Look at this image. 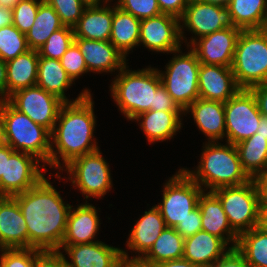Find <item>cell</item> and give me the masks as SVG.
Masks as SVG:
<instances>
[{
    "instance_id": "57",
    "label": "cell",
    "mask_w": 267,
    "mask_h": 267,
    "mask_svg": "<svg viewBox=\"0 0 267 267\" xmlns=\"http://www.w3.org/2000/svg\"><path fill=\"white\" fill-rule=\"evenodd\" d=\"M5 143V129L3 120V100H0V145Z\"/></svg>"
},
{
    "instance_id": "9",
    "label": "cell",
    "mask_w": 267,
    "mask_h": 267,
    "mask_svg": "<svg viewBox=\"0 0 267 267\" xmlns=\"http://www.w3.org/2000/svg\"><path fill=\"white\" fill-rule=\"evenodd\" d=\"M203 188L182 168L164 184L162 203L155 205L167 227L175 228L198 206Z\"/></svg>"
},
{
    "instance_id": "19",
    "label": "cell",
    "mask_w": 267,
    "mask_h": 267,
    "mask_svg": "<svg viewBox=\"0 0 267 267\" xmlns=\"http://www.w3.org/2000/svg\"><path fill=\"white\" fill-rule=\"evenodd\" d=\"M28 248V229L14 197L0 196V249Z\"/></svg>"
},
{
    "instance_id": "1",
    "label": "cell",
    "mask_w": 267,
    "mask_h": 267,
    "mask_svg": "<svg viewBox=\"0 0 267 267\" xmlns=\"http://www.w3.org/2000/svg\"><path fill=\"white\" fill-rule=\"evenodd\" d=\"M47 178L13 196L28 229V248L59 250L71 209Z\"/></svg>"
},
{
    "instance_id": "35",
    "label": "cell",
    "mask_w": 267,
    "mask_h": 267,
    "mask_svg": "<svg viewBox=\"0 0 267 267\" xmlns=\"http://www.w3.org/2000/svg\"><path fill=\"white\" fill-rule=\"evenodd\" d=\"M183 247L184 238L175 228L166 227L143 257L157 265L183 258Z\"/></svg>"
},
{
    "instance_id": "16",
    "label": "cell",
    "mask_w": 267,
    "mask_h": 267,
    "mask_svg": "<svg viewBox=\"0 0 267 267\" xmlns=\"http://www.w3.org/2000/svg\"><path fill=\"white\" fill-rule=\"evenodd\" d=\"M240 33L239 28L230 25L196 39L187 50L191 48L200 63L231 67Z\"/></svg>"
},
{
    "instance_id": "27",
    "label": "cell",
    "mask_w": 267,
    "mask_h": 267,
    "mask_svg": "<svg viewBox=\"0 0 267 267\" xmlns=\"http://www.w3.org/2000/svg\"><path fill=\"white\" fill-rule=\"evenodd\" d=\"M73 81L67 75L60 60L41 57L39 55L36 85L47 92L59 97L64 102H74L82 99L86 94H91L89 89H84L75 100L66 97L65 91L72 86Z\"/></svg>"
},
{
    "instance_id": "55",
    "label": "cell",
    "mask_w": 267,
    "mask_h": 267,
    "mask_svg": "<svg viewBox=\"0 0 267 267\" xmlns=\"http://www.w3.org/2000/svg\"><path fill=\"white\" fill-rule=\"evenodd\" d=\"M259 227L267 231V203H261Z\"/></svg>"
},
{
    "instance_id": "25",
    "label": "cell",
    "mask_w": 267,
    "mask_h": 267,
    "mask_svg": "<svg viewBox=\"0 0 267 267\" xmlns=\"http://www.w3.org/2000/svg\"><path fill=\"white\" fill-rule=\"evenodd\" d=\"M184 111L150 110L136 116L133 121L139 122L141 130L150 143L163 142L172 139L182 127L181 116ZM156 141V142H155Z\"/></svg>"
},
{
    "instance_id": "38",
    "label": "cell",
    "mask_w": 267,
    "mask_h": 267,
    "mask_svg": "<svg viewBox=\"0 0 267 267\" xmlns=\"http://www.w3.org/2000/svg\"><path fill=\"white\" fill-rule=\"evenodd\" d=\"M54 8L64 26L74 27L83 15L86 5L81 0H44Z\"/></svg>"
},
{
    "instance_id": "42",
    "label": "cell",
    "mask_w": 267,
    "mask_h": 267,
    "mask_svg": "<svg viewBox=\"0 0 267 267\" xmlns=\"http://www.w3.org/2000/svg\"><path fill=\"white\" fill-rule=\"evenodd\" d=\"M0 267H33L34 248L0 249Z\"/></svg>"
},
{
    "instance_id": "20",
    "label": "cell",
    "mask_w": 267,
    "mask_h": 267,
    "mask_svg": "<svg viewBox=\"0 0 267 267\" xmlns=\"http://www.w3.org/2000/svg\"><path fill=\"white\" fill-rule=\"evenodd\" d=\"M74 42L83 54L88 72H119L128 64L126 57L110 41L75 38Z\"/></svg>"
},
{
    "instance_id": "6",
    "label": "cell",
    "mask_w": 267,
    "mask_h": 267,
    "mask_svg": "<svg viewBox=\"0 0 267 267\" xmlns=\"http://www.w3.org/2000/svg\"><path fill=\"white\" fill-rule=\"evenodd\" d=\"M231 69L241 89L267 82V36L260 29L241 30Z\"/></svg>"
},
{
    "instance_id": "43",
    "label": "cell",
    "mask_w": 267,
    "mask_h": 267,
    "mask_svg": "<svg viewBox=\"0 0 267 267\" xmlns=\"http://www.w3.org/2000/svg\"><path fill=\"white\" fill-rule=\"evenodd\" d=\"M63 252L58 250L41 251L34 248L33 267H66Z\"/></svg>"
},
{
    "instance_id": "48",
    "label": "cell",
    "mask_w": 267,
    "mask_h": 267,
    "mask_svg": "<svg viewBox=\"0 0 267 267\" xmlns=\"http://www.w3.org/2000/svg\"><path fill=\"white\" fill-rule=\"evenodd\" d=\"M118 267H157V265L146 260L143 256L133 255L129 257L128 252L122 250Z\"/></svg>"
},
{
    "instance_id": "23",
    "label": "cell",
    "mask_w": 267,
    "mask_h": 267,
    "mask_svg": "<svg viewBox=\"0 0 267 267\" xmlns=\"http://www.w3.org/2000/svg\"><path fill=\"white\" fill-rule=\"evenodd\" d=\"M219 237L200 230L184 238L183 258L199 267H212L231 247Z\"/></svg>"
},
{
    "instance_id": "39",
    "label": "cell",
    "mask_w": 267,
    "mask_h": 267,
    "mask_svg": "<svg viewBox=\"0 0 267 267\" xmlns=\"http://www.w3.org/2000/svg\"><path fill=\"white\" fill-rule=\"evenodd\" d=\"M44 0H21L12 9V24L23 34H26L33 23L38 12L39 5Z\"/></svg>"
},
{
    "instance_id": "11",
    "label": "cell",
    "mask_w": 267,
    "mask_h": 267,
    "mask_svg": "<svg viewBox=\"0 0 267 267\" xmlns=\"http://www.w3.org/2000/svg\"><path fill=\"white\" fill-rule=\"evenodd\" d=\"M224 110L226 142L236 145L257 132L261 113L249 89H240L224 103Z\"/></svg>"
},
{
    "instance_id": "45",
    "label": "cell",
    "mask_w": 267,
    "mask_h": 267,
    "mask_svg": "<svg viewBox=\"0 0 267 267\" xmlns=\"http://www.w3.org/2000/svg\"><path fill=\"white\" fill-rule=\"evenodd\" d=\"M151 110L162 111H183L173 98L168 94L165 87L161 84L155 92L154 106Z\"/></svg>"
},
{
    "instance_id": "40",
    "label": "cell",
    "mask_w": 267,
    "mask_h": 267,
    "mask_svg": "<svg viewBox=\"0 0 267 267\" xmlns=\"http://www.w3.org/2000/svg\"><path fill=\"white\" fill-rule=\"evenodd\" d=\"M116 6L139 20L161 14L157 0H117Z\"/></svg>"
},
{
    "instance_id": "22",
    "label": "cell",
    "mask_w": 267,
    "mask_h": 267,
    "mask_svg": "<svg viewBox=\"0 0 267 267\" xmlns=\"http://www.w3.org/2000/svg\"><path fill=\"white\" fill-rule=\"evenodd\" d=\"M201 213L202 230L221 238L227 245L235 248L238 234L231 228L222 203L213 192H202L198 200Z\"/></svg>"
},
{
    "instance_id": "3",
    "label": "cell",
    "mask_w": 267,
    "mask_h": 267,
    "mask_svg": "<svg viewBox=\"0 0 267 267\" xmlns=\"http://www.w3.org/2000/svg\"><path fill=\"white\" fill-rule=\"evenodd\" d=\"M196 170L182 168L197 184L210 192L222 187L238 186L251 180L243 170L234 144L207 142ZM206 188V190H205Z\"/></svg>"
},
{
    "instance_id": "37",
    "label": "cell",
    "mask_w": 267,
    "mask_h": 267,
    "mask_svg": "<svg viewBox=\"0 0 267 267\" xmlns=\"http://www.w3.org/2000/svg\"><path fill=\"white\" fill-rule=\"evenodd\" d=\"M74 30L72 27L63 26L53 32L44 45L38 50L41 57L60 60L62 55L74 42Z\"/></svg>"
},
{
    "instance_id": "10",
    "label": "cell",
    "mask_w": 267,
    "mask_h": 267,
    "mask_svg": "<svg viewBox=\"0 0 267 267\" xmlns=\"http://www.w3.org/2000/svg\"><path fill=\"white\" fill-rule=\"evenodd\" d=\"M100 149L73 159L64 168L73 187L78 188L85 196L101 198L112 188L109 164Z\"/></svg>"
},
{
    "instance_id": "31",
    "label": "cell",
    "mask_w": 267,
    "mask_h": 267,
    "mask_svg": "<svg viewBox=\"0 0 267 267\" xmlns=\"http://www.w3.org/2000/svg\"><path fill=\"white\" fill-rule=\"evenodd\" d=\"M267 11V0H231L227 6L230 25L240 30H259Z\"/></svg>"
},
{
    "instance_id": "52",
    "label": "cell",
    "mask_w": 267,
    "mask_h": 267,
    "mask_svg": "<svg viewBox=\"0 0 267 267\" xmlns=\"http://www.w3.org/2000/svg\"><path fill=\"white\" fill-rule=\"evenodd\" d=\"M157 267H199L184 258L165 261L157 264Z\"/></svg>"
},
{
    "instance_id": "54",
    "label": "cell",
    "mask_w": 267,
    "mask_h": 267,
    "mask_svg": "<svg viewBox=\"0 0 267 267\" xmlns=\"http://www.w3.org/2000/svg\"><path fill=\"white\" fill-rule=\"evenodd\" d=\"M12 24V9L0 7V28Z\"/></svg>"
},
{
    "instance_id": "13",
    "label": "cell",
    "mask_w": 267,
    "mask_h": 267,
    "mask_svg": "<svg viewBox=\"0 0 267 267\" xmlns=\"http://www.w3.org/2000/svg\"><path fill=\"white\" fill-rule=\"evenodd\" d=\"M41 171L45 174L47 169L36 157L14 151L6 158L5 176L0 180V196L13 197L31 189L45 177Z\"/></svg>"
},
{
    "instance_id": "14",
    "label": "cell",
    "mask_w": 267,
    "mask_h": 267,
    "mask_svg": "<svg viewBox=\"0 0 267 267\" xmlns=\"http://www.w3.org/2000/svg\"><path fill=\"white\" fill-rule=\"evenodd\" d=\"M180 36L184 41V28L188 29L195 37L190 42L184 41L189 47L196 39L207 34L223 30L230 26L227 8L200 2L199 0H189L183 16L180 18ZM184 27V28H183ZM197 36V37H196Z\"/></svg>"
},
{
    "instance_id": "44",
    "label": "cell",
    "mask_w": 267,
    "mask_h": 267,
    "mask_svg": "<svg viewBox=\"0 0 267 267\" xmlns=\"http://www.w3.org/2000/svg\"><path fill=\"white\" fill-rule=\"evenodd\" d=\"M175 230L183 238L192 236L196 232L202 230L200 208L197 206L195 209H193L189 213V216L176 225Z\"/></svg>"
},
{
    "instance_id": "32",
    "label": "cell",
    "mask_w": 267,
    "mask_h": 267,
    "mask_svg": "<svg viewBox=\"0 0 267 267\" xmlns=\"http://www.w3.org/2000/svg\"><path fill=\"white\" fill-rule=\"evenodd\" d=\"M235 146L242 168L251 179L267 168V138L255 133Z\"/></svg>"
},
{
    "instance_id": "29",
    "label": "cell",
    "mask_w": 267,
    "mask_h": 267,
    "mask_svg": "<svg viewBox=\"0 0 267 267\" xmlns=\"http://www.w3.org/2000/svg\"><path fill=\"white\" fill-rule=\"evenodd\" d=\"M38 61L39 52L30 49L6 62L5 100L17 90L36 85Z\"/></svg>"
},
{
    "instance_id": "56",
    "label": "cell",
    "mask_w": 267,
    "mask_h": 267,
    "mask_svg": "<svg viewBox=\"0 0 267 267\" xmlns=\"http://www.w3.org/2000/svg\"><path fill=\"white\" fill-rule=\"evenodd\" d=\"M258 136H261L262 138H267V117L261 115L260 122L257 128Z\"/></svg>"
},
{
    "instance_id": "60",
    "label": "cell",
    "mask_w": 267,
    "mask_h": 267,
    "mask_svg": "<svg viewBox=\"0 0 267 267\" xmlns=\"http://www.w3.org/2000/svg\"><path fill=\"white\" fill-rule=\"evenodd\" d=\"M86 6H100L109 3L113 0H81Z\"/></svg>"
},
{
    "instance_id": "21",
    "label": "cell",
    "mask_w": 267,
    "mask_h": 267,
    "mask_svg": "<svg viewBox=\"0 0 267 267\" xmlns=\"http://www.w3.org/2000/svg\"><path fill=\"white\" fill-rule=\"evenodd\" d=\"M95 206L85 202L70 209L61 246L94 243L99 231V214ZM94 239V241H93Z\"/></svg>"
},
{
    "instance_id": "51",
    "label": "cell",
    "mask_w": 267,
    "mask_h": 267,
    "mask_svg": "<svg viewBox=\"0 0 267 267\" xmlns=\"http://www.w3.org/2000/svg\"><path fill=\"white\" fill-rule=\"evenodd\" d=\"M14 152V150L6 143L0 145V180L5 176L6 158Z\"/></svg>"
},
{
    "instance_id": "46",
    "label": "cell",
    "mask_w": 267,
    "mask_h": 267,
    "mask_svg": "<svg viewBox=\"0 0 267 267\" xmlns=\"http://www.w3.org/2000/svg\"><path fill=\"white\" fill-rule=\"evenodd\" d=\"M189 0H157L161 13L181 18Z\"/></svg>"
},
{
    "instance_id": "18",
    "label": "cell",
    "mask_w": 267,
    "mask_h": 267,
    "mask_svg": "<svg viewBox=\"0 0 267 267\" xmlns=\"http://www.w3.org/2000/svg\"><path fill=\"white\" fill-rule=\"evenodd\" d=\"M70 261L64 256L66 267H118L122 249L107 245L102 241L77 245L60 246Z\"/></svg>"
},
{
    "instance_id": "47",
    "label": "cell",
    "mask_w": 267,
    "mask_h": 267,
    "mask_svg": "<svg viewBox=\"0 0 267 267\" xmlns=\"http://www.w3.org/2000/svg\"><path fill=\"white\" fill-rule=\"evenodd\" d=\"M212 267H250L244 257L236 250L230 249Z\"/></svg>"
},
{
    "instance_id": "50",
    "label": "cell",
    "mask_w": 267,
    "mask_h": 267,
    "mask_svg": "<svg viewBox=\"0 0 267 267\" xmlns=\"http://www.w3.org/2000/svg\"><path fill=\"white\" fill-rule=\"evenodd\" d=\"M261 203H267V168L260 172L255 178Z\"/></svg>"
},
{
    "instance_id": "41",
    "label": "cell",
    "mask_w": 267,
    "mask_h": 267,
    "mask_svg": "<svg viewBox=\"0 0 267 267\" xmlns=\"http://www.w3.org/2000/svg\"><path fill=\"white\" fill-rule=\"evenodd\" d=\"M60 62L73 82L78 79L79 76L88 72L83 54L75 42H73L62 55Z\"/></svg>"
},
{
    "instance_id": "24",
    "label": "cell",
    "mask_w": 267,
    "mask_h": 267,
    "mask_svg": "<svg viewBox=\"0 0 267 267\" xmlns=\"http://www.w3.org/2000/svg\"><path fill=\"white\" fill-rule=\"evenodd\" d=\"M191 112L199 130L208 137V142H216L225 138L224 103L198 98L190 104L184 113Z\"/></svg>"
},
{
    "instance_id": "33",
    "label": "cell",
    "mask_w": 267,
    "mask_h": 267,
    "mask_svg": "<svg viewBox=\"0 0 267 267\" xmlns=\"http://www.w3.org/2000/svg\"><path fill=\"white\" fill-rule=\"evenodd\" d=\"M235 248L250 267H267V231L261 227L241 233Z\"/></svg>"
},
{
    "instance_id": "58",
    "label": "cell",
    "mask_w": 267,
    "mask_h": 267,
    "mask_svg": "<svg viewBox=\"0 0 267 267\" xmlns=\"http://www.w3.org/2000/svg\"><path fill=\"white\" fill-rule=\"evenodd\" d=\"M199 1L203 3L219 5V6L227 8L231 0H199Z\"/></svg>"
},
{
    "instance_id": "15",
    "label": "cell",
    "mask_w": 267,
    "mask_h": 267,
    "mask_svg": "<svg viewBox=\"0 0 267 267\" xmlns=\"http://www.w3.org/2000/svg\"><path fill=\"white\" fill-rule=\"evenodd\" d=\"M180 19L161 13L141 20L139 45L150 51L173 53L183 44L180 36Z\"/></svg>"
},
{
    "instance_id": "12",
    "label": "cell",
    "mask_w": 267,
    "mask_h": 267,
    "mask_svg": "<svg viewBox=\"0 0 267 267\" xmlns=\"http://www.w3.org/2000/svg\"><path fill=\"white\" fill-rule=\"evenodd\" d=\"M6 100L15 109L26 114L34 123L43 126L50 133L57 121L60 109L65 103L59 97L37 85L17 90Z\"/></svg>"
},
{
    "instance_id": "61",
    "label": "cell",
    "mask_w": 267,
    "mask_h": 267,
    "mask_svg": "<svg viewBox=\"0 0 267 267\" xmlns=\"http://www.w3.org/2000/svg\"><path fill=\"white\" fill-rule=\"evenodd\" d=\"M260 30L267 36V11H266V15L264 17V21H263V24Z\"/></svg>"
},
{
    "instance_id": "4",
    "label": "cell",
    "mask_w": 267,
    "mask_h": 267,
    "mask_svg": "<svg viewBox=\"0 0 267 267\" xmlns=\"http://www.w3.org/2000/svg\"><path fill=\"white\" fill-rule=\"evenodd\" d=\"M127 64L118 72L111 83V96L119 110L132 120L154 106L155 92L162 84L158 68L130 70Z\"/></svg>"
},
{
    "instance_id": "26",
    "label": "cell",
    "mask_w": 267,
    "mask_h": 267,
    "mask_svg": "<svg viewBox=\"0 0 267 267\" xmlns=\"http://www.w3.org/2000/svg\"><path fill=\"white\" fill-rule=\"evenodd\" d=\"M166 227L160 210L156 206H152L133 226L126 241L127 248L134 251L135 254L138 253L137 256H144Z\"/></svg>"
},
{
    "instance_id": "30",
    "label": "cell",
    "mask_w": 267,
    "mask_h": 267,
    "mask_svg": "<svg viewBox=\"0 0 267 267\" xmlns=\"http://www.w3.org/2000/svg\"><path fill=\"white\" fill-rule=\"evenodd\" d=\"M141 20L121 10L114 4L110 42L127 57L130 50L138 46Z\"/></svg>"
},
{
    "instance_id": "8",
    "label": "cell",
    "mask_w": 267,
    "mask_h": 267,
    "mask_svg": "<svg viewBox=\"0 0 267 267\" xmlns=\"http://www.w3.org/2000/svg\"><path fill=\"white\" fill-rule=\"evenodd\" d=\"M213 193L238 235L259 226L261 202L254 179L242 185L216 189Z\"/></svg>"
},
{
    "instance_id": "2",
    "label": "cell",
    "mask_w": 267,
    "mask_h": 267,
    "mask_svg": "<svg viewBox=\"0 0 267 267\" xmlns=\"http://www.w3.org/2000/svg\"><path fill=\"white\" fill-rule=\"evenodd\" d=\"M91 96L92 94H86L78 101L65 102L62 105L50 133V168H56L63 172V167L73 159L99 150L93 136L96 116Z\"/></svg>"
},
{
    "instance_id": "34",
    "label": "cell",
    "mask_w": 267,
    "mask_h": 267,
    "mask_svg": "<svg viewBox=\"0 0 267 267\" xmlns=\"http://www.w3.org/2000/svg\"><path fill=\"white\" fill-rule=\"evenodd\" d=\"M63 26L54 8L43 1L39 5L35 22L26 33L29 48L38 51L49 36Z\"/></svg>"
},
{
    "instance_id": "17",
    "label": "cell",
    "mask_w": 267,
    "mask_h": 267,
    "mask_svg": "<svg viewBox=\"0 0 267 267\" xmlns=\"http://www.w3.org/2000/svg\"><path fill=\"white\" fill-rule=\"evenodd\" d=\"M199 98L227 102L241 88L231 67L200 63L198 76Z\"/></svg>"
},
{
    "instance_id": "36",
    "label": "cell",
    "mask_w": 267,
    "mask_h": 267,
    "mask_svg": "<svg viewBox=\"0 0 267 267\" xmlns=\"http://www.w3.org/2000/svg\"><path fill=\"white\" fill-rule=\"evenodd\" d=\"M30 50L26 34L13 24L0 28V58L8 61Z\"/></svg>"
},
{
    "instance_id": "49",
    "label": "cell",
    "mask_w": 267,
    "mask_h": 267,
    "mask_svg": "<svg viewBox=\"0 0 267 267\" xmlns=\"http://www.w3.org/2000/svg\"><path fill=\"white\" fill-rule=\"evenodd\" d=\"M249 90L255 97L261 115L267 117V82L255 85L249 88Z\"/></svg>"
},
{
    "instance_id": "53",
    "label": "cell",
    "mask_w": 267,
    "mask_h": 267,
    "mask_svg": "<svg viewBox=\"0 0 267 267\" xmlns=\"http://www.w3.org/2000/svg\"><path fill=\"white\" fill-rule=\"evenodd\" d=\"M7 80L6 61L0 58V100H5V87Z\"/></svg>"
},
{
    "instance_id": "7",
    "label": "cell",
    "mask_w": 267,
    "mask_h": 267,
    "mask_svg": "<svg viewBox=\"0 0 267 267\" xmlns=\"http://www.w3.org/2000/svg\"><path fill=\"white\" fill-rule=\"evenodd\" d=\"M176 54V55H174ZM172 59L158 70L162 85L177 105L184 111L199 98L198 76L200 61L190 48L185 54L181 48L173 52Z\"/></svg>"
},
{
    "instance_id": "28",
    "label": "cell",
    "mask_w": 267,
    "mask_h": 267,
    "mask_svg": "<svg viewBox=\"0 0 267 267\" xmlns=\"http://www.w3.org/2000/svg\"><path fill=\"white\" fill-rule=\"evenodd\" d=\"M113 19V6H87L73 27L75 38L109 41Z\"/></svg>"
},
{
    "instance_id": "5",
    "label": "cell",
    "mask_w": 267,
    "mask_h": 267,
    "mask_svg": "<svg viewBox=\"0 0 267 267\" xmlns=\"http://www.w3.org/2000/svg\"><path fill=\"white\" fill-rule=\"evenodd\" d=\"M5 143L14 151L36 157L49 165L51 152L50 132L34 123L26 114L19 112L7 100H3Z\"/></svg>"
},
{
    "instance_id": "59",
    "label": "cell",
    "mask_w": 267,
    "mask_h": 267,
    "mask_svg": "<svg viewBox=\"0 0 267 267\" xmlns=\"http://www.w3.org/2000/svg\"><path fill=\"white\" fill-rule=\"evenodd\" d=\"M21 0H0V7L13 9Z\"/></svg>"
}]
</instances>
